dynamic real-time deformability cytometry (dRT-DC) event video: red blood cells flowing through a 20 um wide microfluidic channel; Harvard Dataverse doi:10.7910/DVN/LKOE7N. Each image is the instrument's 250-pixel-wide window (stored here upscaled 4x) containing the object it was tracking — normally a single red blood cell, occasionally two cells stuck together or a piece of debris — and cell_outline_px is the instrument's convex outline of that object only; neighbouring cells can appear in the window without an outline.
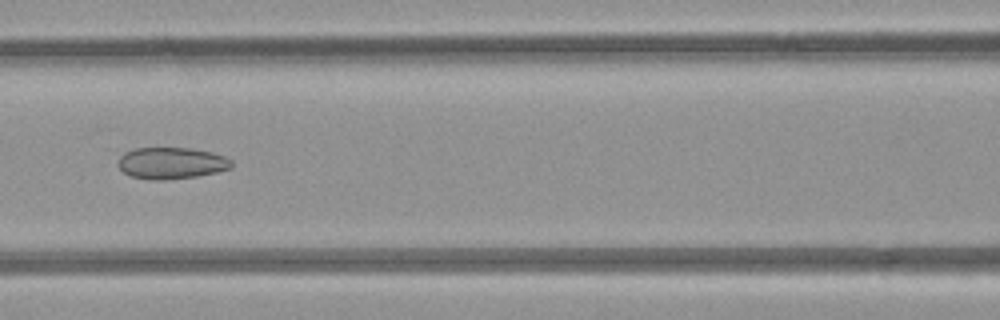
{"species": "common noctule bat (a hibernating species)", "species_latin": "Nyctalus noctula", "temperature_condition": "room temperature", "stored_images_in_passage": 4, "camera_frame_rate_fps": 3000, "um_per_image_px": 0.085, "animal": {"sex": "female", "body_mass_g": 21.9}, "frame": {"image": 1, "passage_image": 4, "time_ms": 3.333, "image_size_px": [1000, 320], "cell_outline_px": [[232, 168], [216, 172], [196, 176], [168, 180], [148, 180], [132, 176], [124, 172], [116, 164], [120, 156], [124, 152], [136, 148], [192, 148], [212, 152], [224, 156], [232, 160]], "centroid_in_image_um": [14.56, 13.86], "position_along_channel_um": 152.0, "area_um2": 21.04}}